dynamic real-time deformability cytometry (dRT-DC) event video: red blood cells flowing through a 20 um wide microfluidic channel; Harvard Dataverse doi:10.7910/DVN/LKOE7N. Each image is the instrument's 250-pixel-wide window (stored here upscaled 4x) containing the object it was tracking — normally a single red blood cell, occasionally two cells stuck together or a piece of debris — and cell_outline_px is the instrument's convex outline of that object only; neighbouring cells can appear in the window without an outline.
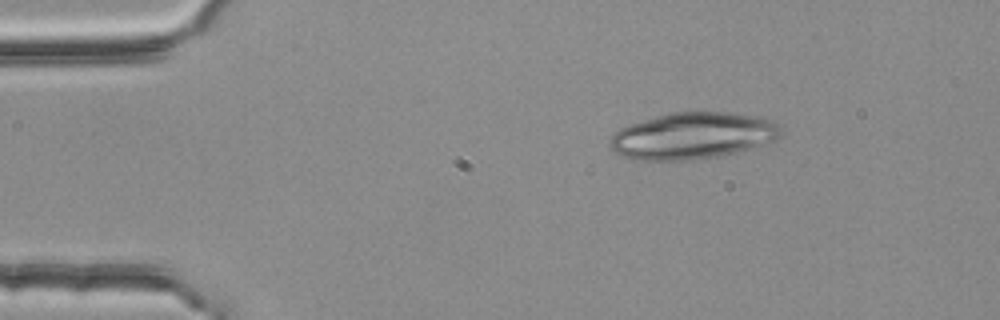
{"species": "common noctule bat (a hibernating species)", "species_latin": "Nyctalus noctula", "temperature_condition": "room temperature", "stored_images_in_passage": 4, "camera_frame_rate_fps": 3000, "um_per_image_px": 0.085, "animal": {"sex": "female", "body_mass_g": 25.1}, "frame": {"image": 1, "passage_image": 1, "time_ms": 0.0, "image_size_px": [1000, 320], "cell_outline_px": [[780, 136], [772, 140], [736, 152], [716, 156], [692, 160], [632, 160], [616, 152], [612, 148], [612, 136], [620, 128], [656, 116], [672, 112], [728, 112], [756, 116], [780, 124]], "centroid_in_image_um": [58.87, 11.54], "position_along_channel_um": 26.1, "area_um2": 45.6}}